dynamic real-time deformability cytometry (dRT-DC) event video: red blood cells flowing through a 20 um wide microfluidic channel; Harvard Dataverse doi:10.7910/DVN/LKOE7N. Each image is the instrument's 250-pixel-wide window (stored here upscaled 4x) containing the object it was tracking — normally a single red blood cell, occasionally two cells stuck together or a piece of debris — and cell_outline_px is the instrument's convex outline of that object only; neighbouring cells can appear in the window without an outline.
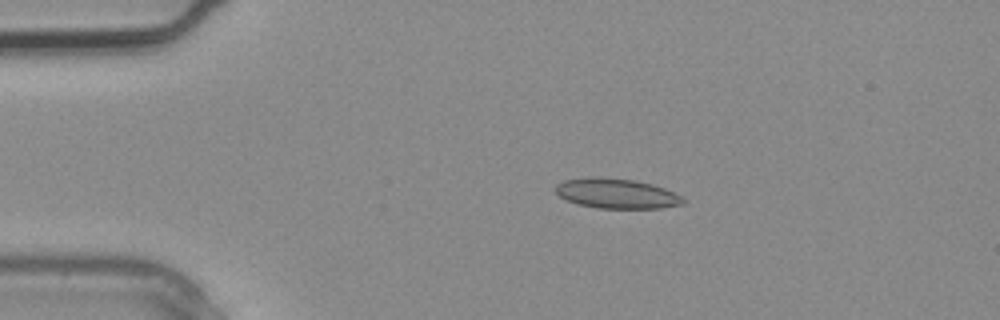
{"species": "common noctule bat (a hibernating species)", "species_latin": "Nyctalus noctula", "temperature_condition": "warm", "stored_images_in_passage": 2, "camera_frame_rate_fps": 3000, "um_per_image_px": 0.085, "animal": {"sex": "male", "body_mass_g": 20.4}, "frame": {"image": 1, "passage_image": 1, "time_ms": 0.0, "image_size_px": [1000, 320], "cell_outline_px": [[684, 204], [660, 208], [596, 208], [576, 204], [560, 196], [556, 192], [556, 184], [564, 180], [592, 176], [596, 176], [636, 180], [652, 184], [664, 188], [680, 196], [684, 200]], "centroid_in_image_um": [52.38, 16.44], "position_along_channel_um": 32.6, "area_um2": 22.25}}
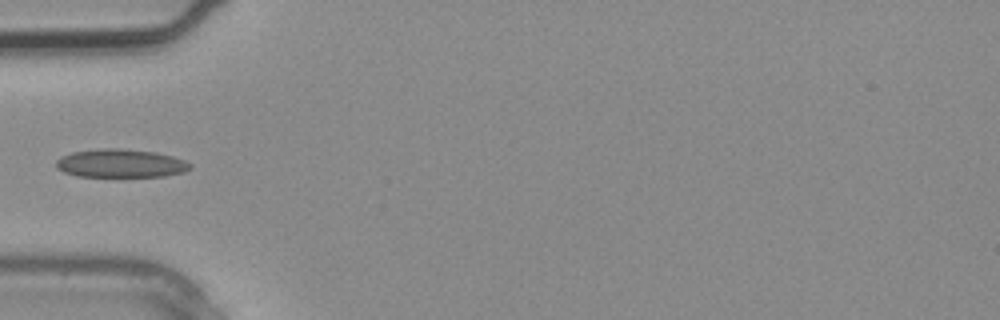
{"frame": {"image": 2, "passage_image": 2, "time_ms": 0.333, "image_size_px": [1000, 320], "cell_outline_px": [[192, 168], [184, 172], [164, 176], [76, 176], [64, 172], [56, 168], [56, 160], [60, 156], [72, 152], [100, 148], [120, 148], [156, 152], [172, 156], [184, 160], [192, 164]], "centroid_in_image_um": [10.25, 13.87], "position_along_channel_um": 74.8, "area_um2": 22.25}}